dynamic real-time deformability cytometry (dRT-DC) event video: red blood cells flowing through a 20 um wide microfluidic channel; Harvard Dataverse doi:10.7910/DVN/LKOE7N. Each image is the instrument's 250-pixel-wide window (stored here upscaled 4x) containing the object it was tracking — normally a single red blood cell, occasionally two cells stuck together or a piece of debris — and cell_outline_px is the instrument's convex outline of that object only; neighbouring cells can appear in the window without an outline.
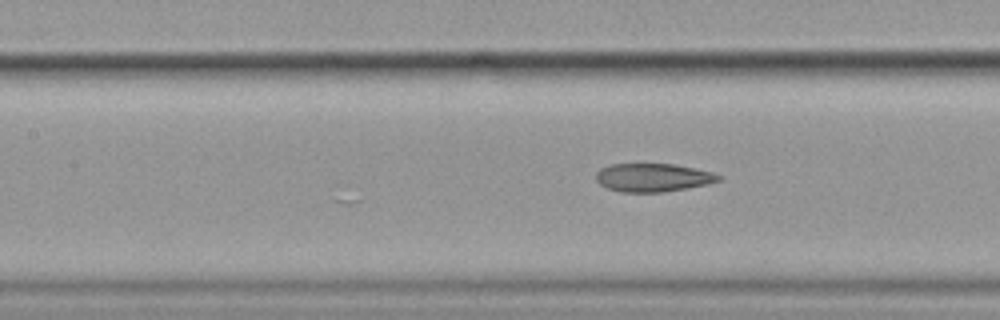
{"species": "common noctule bat (a hibernating species)", "species_latin": "Nyctalus noctula", "temperature_condition": "cold", "stored_images_in_passage": 16, "camera_frame_rate_fps": 3000, "um_per_image_px": 0.085, "animal": {"sex": "female", "body_mass_g": 19.9}, "frame": {"image": 1, "passage_image": 16, "time_ms": 5.0, "image_size_px": [1000, 320], "cell_outline_px": [[724, 176], [720, 180], [708, 184], [664, 192], [620, 192], [608, 188], [600, 184], [596, 180], [596, 172], [600, 168], [608, 164], [672, 164], [712, 172]], "centroid_in_image_um": [55.48, 15.09], "position_along_channel_um": 151.9, "area_um2": 20.23}}